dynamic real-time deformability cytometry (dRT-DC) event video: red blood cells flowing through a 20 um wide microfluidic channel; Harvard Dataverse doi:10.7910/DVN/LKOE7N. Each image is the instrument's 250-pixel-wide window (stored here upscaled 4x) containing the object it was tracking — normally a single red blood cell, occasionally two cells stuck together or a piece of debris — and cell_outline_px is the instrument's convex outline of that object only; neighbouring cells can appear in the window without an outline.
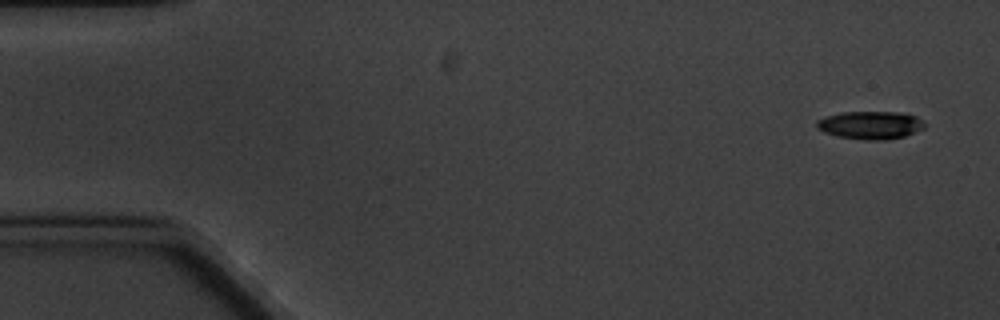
{"species": "common noctule bat (a hibernating species)", "species_latin": "Nyctalus noctula", "temperature_condition": "cold", "stored_images_in_passage": 8, "camera_frame_rate_fps": 3000, "um_per_image_px": 0.085, "animal": {"sex": "male", "body_mass_g": 20.1, "forearm_length_mm": 53.5}, "frame": {"image": 1, "passage_image": 1, "time_ms": 0.0, "image_size_px": [1000, 320], "cell_outline_px": [[924, 128], [904, 136], [884, 140], [868, 140], [840, 136], [824, 132], [816, 128], [816, 120], [824, 116], [840, 112], [896, 112], [916, 116], [924, 124]], "centroid_in_image_um": [73.93, 10.62], "position_along_channel_um": 11.1, "area_um2": 17.4}}
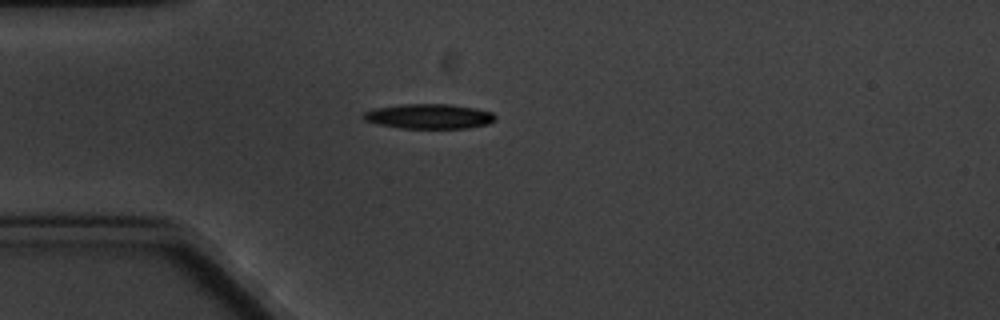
{"frame": {"image": 2, "passage_image": 4, "time_ms": 4.333, "image_size_px": [1000, 320], "cell_outline_px": [[496, 120], [488, 124], [468, 128], [400, 128], [376, 124], [364, 120], [360, 116], [364, 112], [372, 108], [400, 104], [448, 104], [476, 108], [492, 112], [496, 116]], "centroid_in_image_um": [36.43, 9.88], "position_along_channel_um": 48.6, "area_um2": 19.36}}
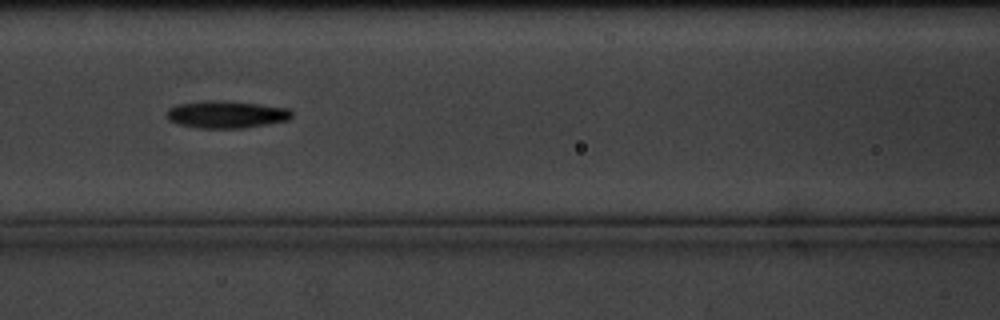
{"frame": {"image": 3, "passage_image": 7, "time_ms": 7.667, "image_size_px": [1000, 320], "cell_outline_px": [[292, 116], [288, 120], [244, 128], [196, 128], [180, 124], [168, 120], [168, 108], [176, 104], [204, 100], [224, 100], [288, 108], [292, 112]], "centroid_in_image_um": [19.21, 9.72], "position_along_channel_um": 147.4, "area_um2": 19.88}}